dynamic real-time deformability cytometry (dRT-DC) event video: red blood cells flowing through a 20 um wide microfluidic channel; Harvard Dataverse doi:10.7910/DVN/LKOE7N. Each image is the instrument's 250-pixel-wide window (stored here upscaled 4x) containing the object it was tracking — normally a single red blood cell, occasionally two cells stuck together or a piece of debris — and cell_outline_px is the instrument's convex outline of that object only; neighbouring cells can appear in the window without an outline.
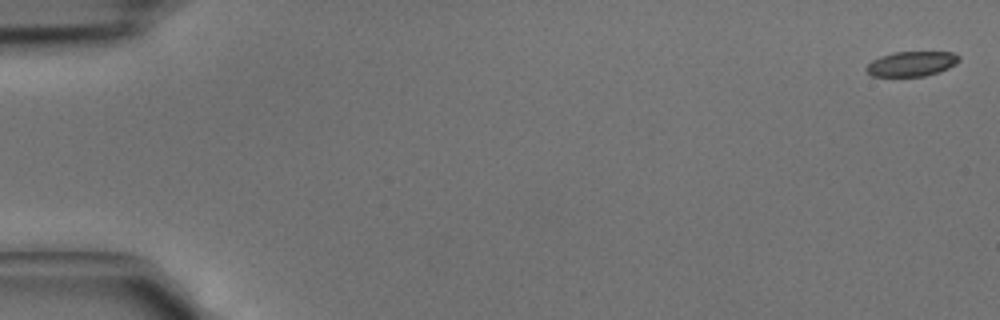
{"species": "common noctule bat (a hibernating species)", "species_latin": "Nyctalus noctula", "temperature_condition": "cold", "stored_images_in_passage": 43, "camera_frame_rate_fps": 3000, "um_per_image_px": 0.085, "animal": {"sex": "male", "body_mass_g": 15.6}, "frame": {"image": 1, "passage_image": 1, "time_ms": 0.0, "image_size_px": [1000, 320], "cell_outline_px": [[960, 60], [956, 64], [948, 68], [924, 76], [872, 76], [864, 68], [872, 60], [880, 56], [892, 52], [956, 52], [960, 56]], "centroid_in_image_um": [77.49, 5.41], "position_along_channel_um": 7.5, "area_um2": 13.47}}
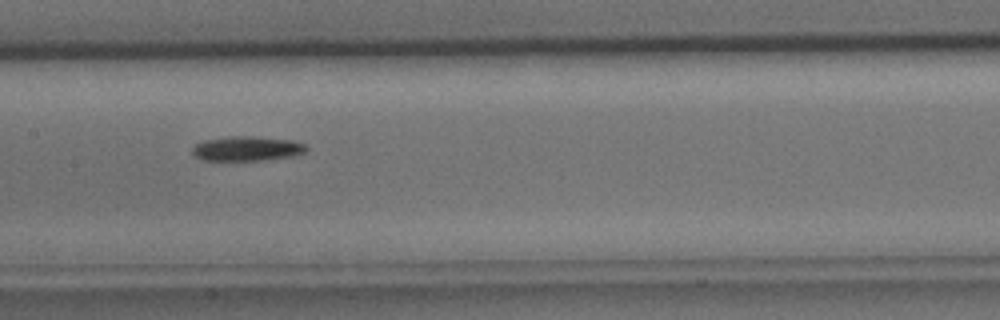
{"frame": {"image": 2, "passage_image": 22, "time_ms": 7.0, "image_size_px": [1000, 320], "cell_outline_px": [[308, 148], [304, 152], [296, 156], [260, 160], [200, 160], [192, 152], [192, 148], [196, 144], [204, 140], [232, 136], [252, 136], [292, 140], [304, 144]], "centroid_in_image_um": [21.0, 12.63], "position_along_channel_um": 186.4, "area_um2": 16.3}}
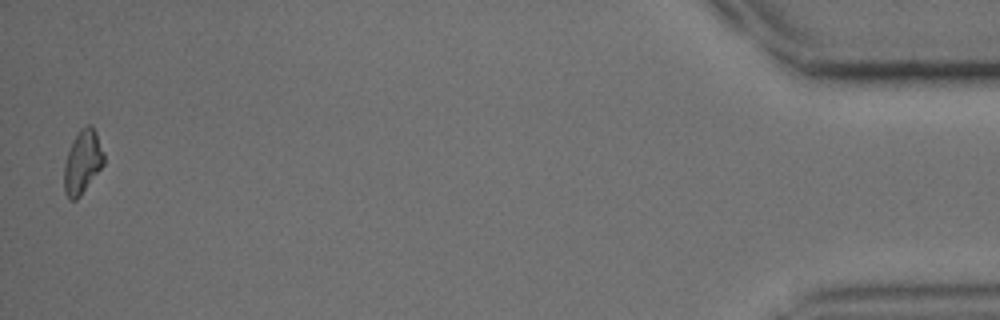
{"frame": {"image": 3, "passage_image": 43, "time_ms": 14.0, "image_size_px": [1000, 320], "cell_outline_px": [[104, 164], [80, 196], [76, 200], [68, 200], [64, 192], [64, 164], [72, 140], [76, 132], [80, 128], [88, 124], [92, 124], [96, 132], [104, 152]], "centroid_in_image_um": [7.01, 13.75], "position_along_channel_um": 428.2, "area_um2": 14.91}}